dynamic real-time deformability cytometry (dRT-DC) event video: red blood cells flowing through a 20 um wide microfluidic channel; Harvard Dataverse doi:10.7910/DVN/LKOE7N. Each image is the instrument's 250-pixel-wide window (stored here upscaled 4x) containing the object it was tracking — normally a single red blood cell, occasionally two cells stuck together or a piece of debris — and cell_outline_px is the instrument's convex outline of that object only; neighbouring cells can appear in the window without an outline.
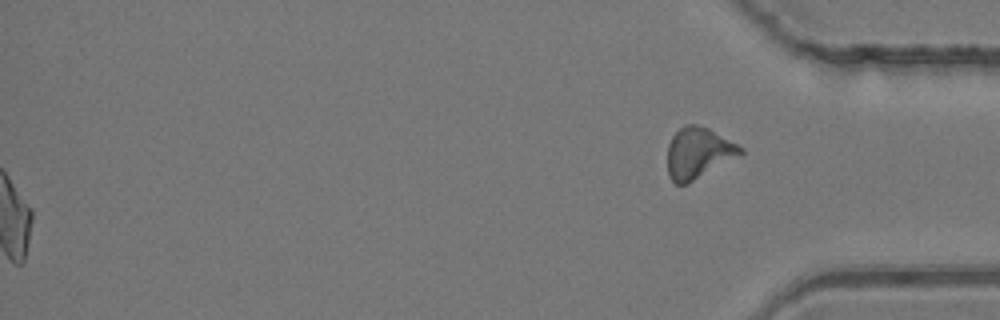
{"species": "common noctule bat (a hibernating species)", "species_latin": "Nyctalus noctula", "temperature_condition": "room temperature", "stored_images_in_passage": 47, "segment_of_instrument_passage": [2, 2], "camera_frame_rate_fps": 3000, "um_per_image_px": 0.085, "animal": {"sex": "female", "body_mass_g": 24.6, "forearm_length_mm": 56.2}, "frame": {"image": 1, "passage_image": 47, "time_ms": 15.333, "image_size_px": [1000, 320], "cell_outline_px": [[744, 152], [740, 156], [688, 184], [676, 184], [668, 176], [668, 144], [672, 136], [680, 128], [688, 124], [696, 124], [708, 128], [744, 148]], "centroid_in_image_um": [59.36, 13.02], "position_along_channel_um": 375.8, "area_um2": 21.73}}